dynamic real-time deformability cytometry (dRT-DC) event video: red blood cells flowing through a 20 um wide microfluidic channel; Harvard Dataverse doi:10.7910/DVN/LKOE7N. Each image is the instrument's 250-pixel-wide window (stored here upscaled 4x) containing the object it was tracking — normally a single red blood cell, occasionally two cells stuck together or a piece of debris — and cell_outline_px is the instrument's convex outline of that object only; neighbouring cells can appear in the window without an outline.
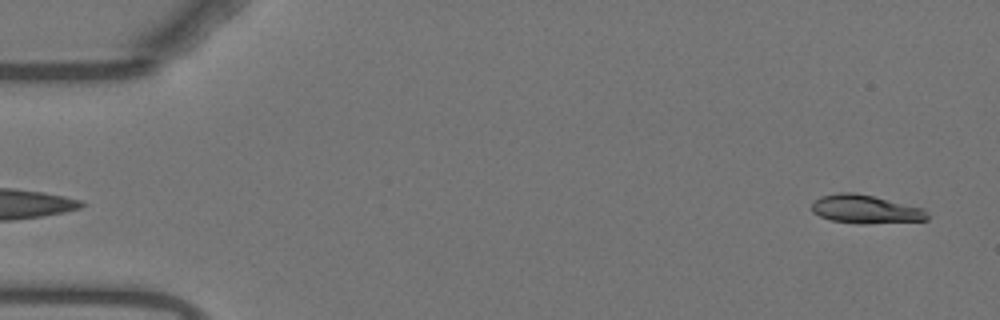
{"species": "Egyptian fruit bat (a non-hibernating species)", "species_latin": "Rousettus aegyptiacus", "temperature_condition": "warm", "stored_images_in_passage": 9, "camera_frame_rate_fps": 3000, "um_per_image_px": 0.085, "animal": {"sex": "female"}, "frame": {"image": 1, "passage_image": 2, "time_ms": 0.333, "image_size_px": [1000, 320], "cell_outline_px": [[928, 220], [868, 224], [856, 224], [832, 220], [820, 216], [812, 212], [812, 204], [820, 196], [840, 192], [856, 192], [924, 208], [928, 212]], "centroid_in_image_um": [73.59, 17.79], "position_along_channel_um": 11.4, "area_um2": 19.31}}